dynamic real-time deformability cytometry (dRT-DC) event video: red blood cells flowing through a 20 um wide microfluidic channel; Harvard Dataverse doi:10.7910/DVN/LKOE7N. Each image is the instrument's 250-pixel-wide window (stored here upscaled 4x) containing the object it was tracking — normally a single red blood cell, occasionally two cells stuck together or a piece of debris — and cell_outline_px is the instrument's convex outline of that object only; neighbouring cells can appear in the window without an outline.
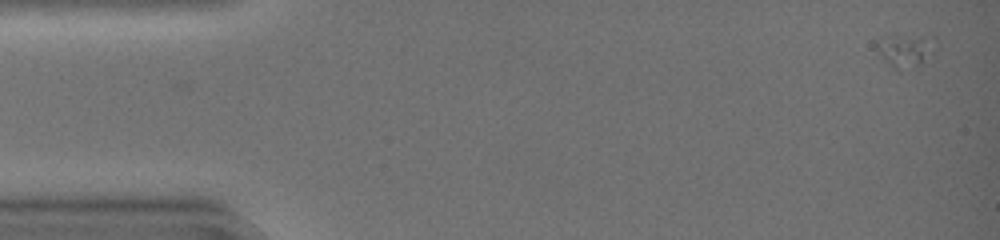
{"species": "common noctule bat (a hibernating species)", "species_latin": "Nyctalus noctula", "temperature_condition": "warm", "stored_images_in_passage": 31, "camera_frame_rate_fps": 3000, "um_per_image_px": 0.085, "animal": {"sex": "female", "body_mass_g": 19.0, "forearm_length_mm": 51.5}, "frame": {"image": 1, "passage_image": 1, "time_ms": 0.0, "image_size_px": [1000, 240], "cell_outline_px": [[936, 36], [920, 60], [900, 72], [888, 64], [876, 44], [876, 40], [888, 32]], "centroid_in_image_um": [76.79, 4.13], "position_along_channel_um": 8.2, "area_um2": 10.75}}
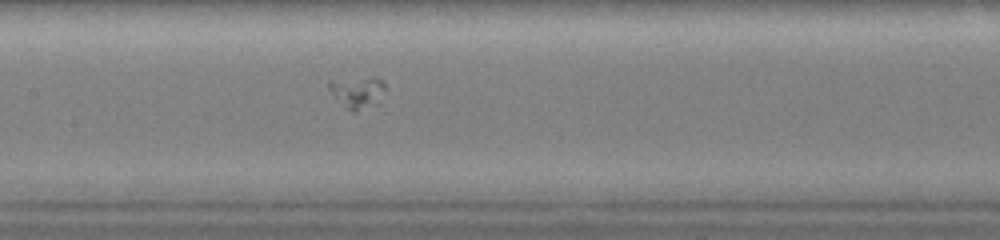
{"frame": {"image": 2, "passage_image": 25, "time_ms": 8.0, "image_size_px": [1000, 240], "cell_outline_px": [[384, 88], [380, 104], [356, 112], [352, 112], [344, 108], [332, 96], [328, 88], [328, 80], [372, 76], [376, 76], [384, 80]], "centroid_in_image_um": [30.38, 7.84], "position_along_channel_um": 177.0, "area_um2": 11.1}}